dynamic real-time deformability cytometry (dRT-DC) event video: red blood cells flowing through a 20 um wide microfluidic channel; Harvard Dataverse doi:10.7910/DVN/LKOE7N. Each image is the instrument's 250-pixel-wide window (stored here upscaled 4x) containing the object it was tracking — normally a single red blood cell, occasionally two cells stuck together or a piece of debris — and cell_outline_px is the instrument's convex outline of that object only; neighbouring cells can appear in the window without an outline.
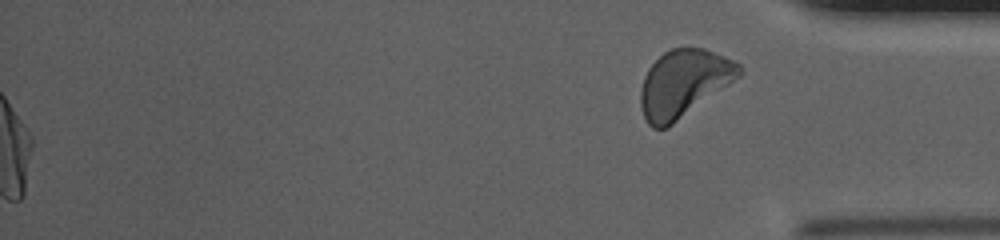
{"species": "human", "species_latin": "Homo sapiens", "temperature_condition": "cold", "stored_images_in_passage": 57, "segment_of_instrument_passage": [2, 2], "camera_frame_rate_fps": 3000, "um_per_image_px": 0.085, "donor": {"sex": "male"}, "frame": {"image": 1, "passage_image": 57, "time_ms": 18.667, "image_size_px": [1000, 240], "cell_outline_px": [[744, 72], [740, 76], [668, 128], [652, 128], [648, 124], [644, 116], [640, 104], [640, 92], [644, 76], [648, 68], [664, 52], [672, 48], [704, 48], [724, 56], [740, 64], [744, 68]], "centroid_in_image_um": [58.11, 7.09], "position_along_channel_um": 377.1, "area_um2": 38.49}}